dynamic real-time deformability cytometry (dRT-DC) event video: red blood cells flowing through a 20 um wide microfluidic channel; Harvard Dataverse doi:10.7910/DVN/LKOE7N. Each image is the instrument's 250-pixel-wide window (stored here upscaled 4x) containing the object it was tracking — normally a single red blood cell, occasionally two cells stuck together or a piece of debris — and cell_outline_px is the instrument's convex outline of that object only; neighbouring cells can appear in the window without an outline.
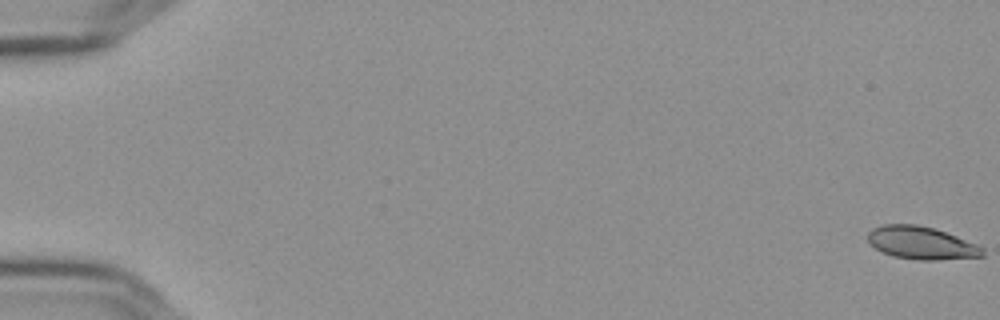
{"species": "Egyptian fruit bat (a non-hibernating species)", "species_latin": "Rousettus aegyptiacus", "temperature_condition": "cold", "stored_images_in_passage": 58, "camera_frame_rate_fps": 3000, "um_per_image_px": 0.085, "frame": {"image": 1, "passage_image": 1, "time_ms": 0.0, "image_size_px": [1000, 320], "cell_outline_px": [[984, 256], [936, 260], [920, 260], [892, 256], [876, 248], [868, 240], [868, 232], [872, 228], [884, 224], [916, 224], [932, 228], [956, 236], [976, 244], [984, 248]], "centroid_in_image_um": [78.31, 20.65], "position_along_channel_um": 6.7, "area_um2": 21.68}}
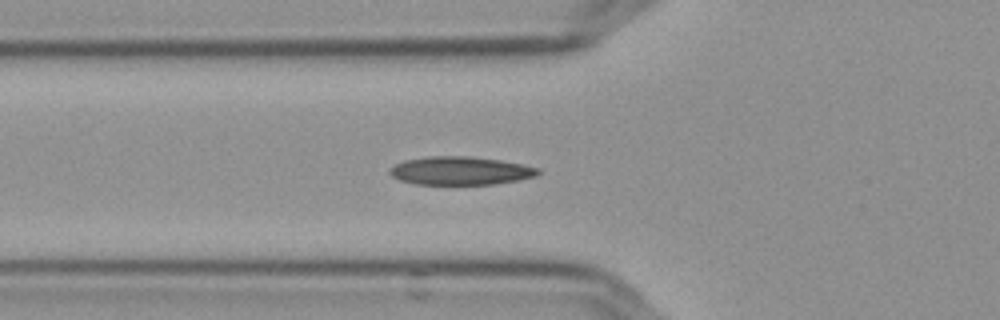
{"frame": {"image": 2, "passage_image": 22, "time_ms": 7.0, "image_size_px": [1000, 320], "cell_outline_px": [[540, 172], [536, 176], [516, 180], [492, 184], [416, 184], [400, 180], [392, 176], [388, 172], [396, 164], [404, 160], [428, 156], [468, 156], [500, 160], [540, 168]], "centroid_in_image_um": [39.12, 14.51], "position_along_channel_um": 86.7, "area_um2": 24.22}}
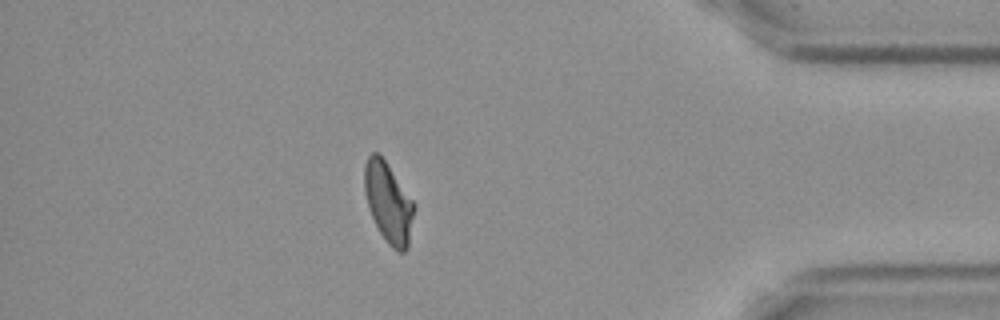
{"frame": {"image": 3, "passage_image": 51, "time_ms": 16.667, "image_size_px": [1000, 320], "cell_outline_px": [[416, 208], [408, 248], [404, 252], [400, 252], [392, 248], [388, 244], [380, 232], [368, 208], [364, 192], [364, 164], [368, 156], [372, 152], [376, 152], [384, 160], [416, 204]], "centroid_in_image_um": [33.03, 17.24], "position_along_channel_um": 402.2, "area_um2": 23.29}, "authors_computed_cell_mechanics": {"area_um2": 23.3223, "velocity_mm_per_s": 3.6137, "shape_relaxation_time_tau1_ms": 6.8471, "shape_relaxation_time_tau2_ms": 1.8585, "deformation_change_tau1": 0.1746, "deformation_change_tau2": 0.0666}}